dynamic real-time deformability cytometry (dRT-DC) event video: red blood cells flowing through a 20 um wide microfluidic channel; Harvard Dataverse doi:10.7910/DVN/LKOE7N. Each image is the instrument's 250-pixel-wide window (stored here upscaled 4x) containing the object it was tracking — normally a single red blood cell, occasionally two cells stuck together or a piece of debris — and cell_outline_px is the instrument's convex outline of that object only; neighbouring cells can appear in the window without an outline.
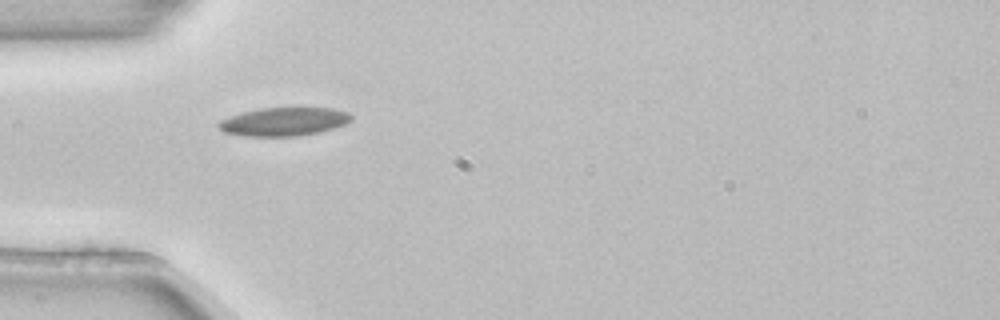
{"species": "common noctule bat (a hibernating species)", "species_latin": "Nyctalus noctula", "temperature_condition": "room temperature", "stored_images_in_passage": 2, "camera_frame_rate_fps": 3000, "um_per_image_px": 0.085, "animal": {"sex": "female", "body_mass_g": 22.7, "forearm_length_mm": 54.2}, "frame": {"image": 1, "passage_image": 1, "time_ms": 0.0, "image_size_px": [1000, 320], "cell_outline_px": [[352, 120], [344, 124], [320, 132], [296, 136], [244, 136], [224, 132], [216, 124], [220, 120], [244, 112], [260, 108], [332, 108], [348, 112], [352, 116]], "centroid_in_image_um": [24.14, 10.34], "position_along_channel_um": 60.9, "area_um2": 21.79}}